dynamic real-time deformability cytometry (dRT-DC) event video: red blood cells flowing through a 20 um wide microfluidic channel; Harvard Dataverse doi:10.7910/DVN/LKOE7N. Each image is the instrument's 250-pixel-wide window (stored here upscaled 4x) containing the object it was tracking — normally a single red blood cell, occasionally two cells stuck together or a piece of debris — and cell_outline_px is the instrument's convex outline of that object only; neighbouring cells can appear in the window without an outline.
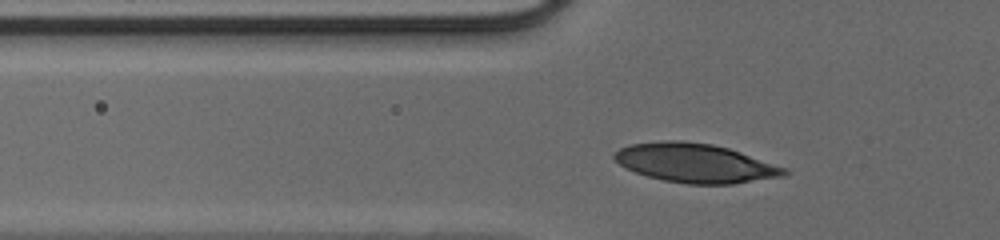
{"species": "human", "species_latin": "Homo sapiens", "temperature_condition": "cold", "stored_images_in_passage": 32, "camera_frame_rate_fps": 3000, "um_per_image_px": 0.085, "donor": {"sex": "male"}, "frame": {"image": 1, "passage_image": 7, "time_ms": 2.0, "image_size_px": [1000, 240], "cell_outline_px": [[788, 172], [784, 176], [732, 184], [688, 184], [664, 180], [648, 176], [636, 172], [620, 164], [612, 156], [612, 152], [628, 144], [664, 140], [684, 140], [712, 144], [728, 148], [788, 168]], "centroid_in_image_um": [59.09, 13.85], "position_along_channel_um": 66.7, "area_um2": 38.67}}
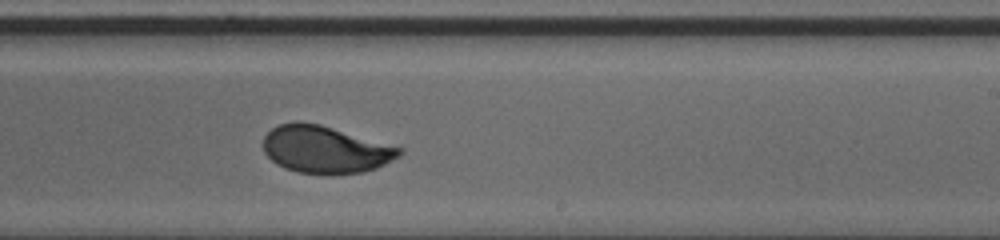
{"frame": {"image": 2, "passage_image": 21, "time_ms": 6.667, "image_size_px": [1000, 240], "cell_outline_px": [[404, 152], [400, 156], [376, 168], [364, 172], [332, 176], [328, 176], [296, 172], [284, 168], [276, 164], [264, 152], [264, 136], [272, 128], [280, 124], [296, 120], [300, 120], [320, 124], [404, 148]], "centroid_in_image_um": [27.66, 12.72], "position_along_channel_um": 261.3, "area_um2": 38.21}}
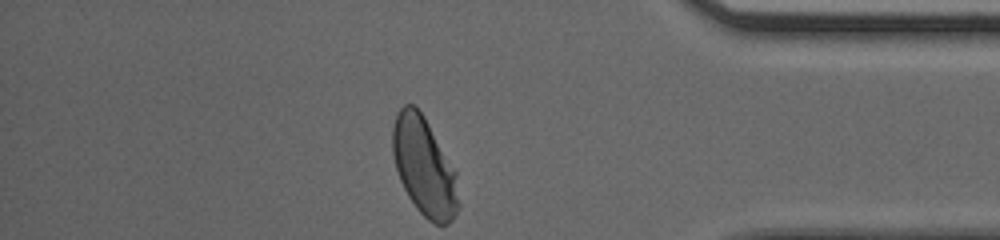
{"frame": {"image": 3, "passage_image": 32, "time_ms": 10.333, "image_size_px": [1000, 240], "cell_outline_px": [[460, 204], [452, 220], [448, 224], [436, 224], [428, 220], [416, 208], [408, 196], [400, 180], [396, 168], [392, 152], [392, 128], [396, 112], [404, 104], [412, 104], [424, 116], [456, 172]], "centroid_in_image_um": [36.05, 14.17], "position_along_channel_um": 399.2, "area_um2": 37.69}}